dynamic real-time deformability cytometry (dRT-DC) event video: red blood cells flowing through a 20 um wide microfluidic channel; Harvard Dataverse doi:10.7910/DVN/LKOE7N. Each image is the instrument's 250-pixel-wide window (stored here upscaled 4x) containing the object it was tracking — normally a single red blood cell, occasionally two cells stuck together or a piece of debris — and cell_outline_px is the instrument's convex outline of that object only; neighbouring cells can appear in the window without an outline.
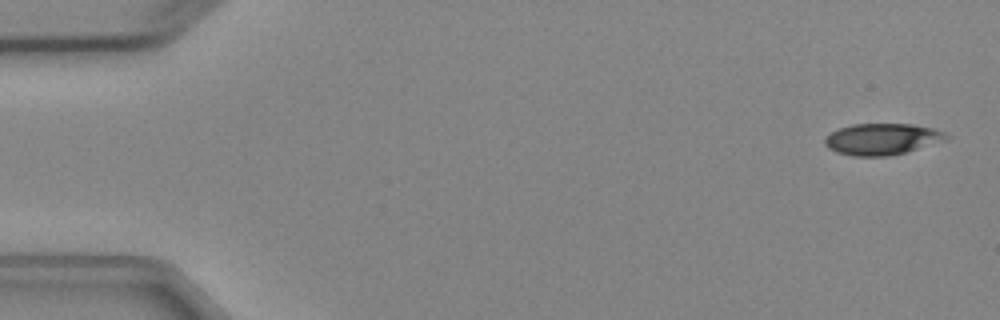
{"species": "Egyptian fruit bat (a non-hibernating species)", "species_latin": "Rousettus aegyptiacus", "temperature_condition": "cold", "stored_images_in_passage": 8, "camera_frame_rate_fps": 3000, "um_per_image_px": 0.085, "animal": {"sex": "female"}, "frame": {"image": 1, "passage_image": 1, "time_ms": 0.0, "image_size_px": [1000, 320], "cell_outline_px": [[952, 136], [948, 140], [904, 152], [888, 156], [852, 156], [836, 152], [828, 148], [824, 144], [824, 140], [832, 132], [840, 128], [852, 124], [912, 124], [932, 128], [944, 132]], "centroid_in_image_um": [75.0, 11.82], "position_along_channel_um": 10.0, "area_um2": 22.2}}
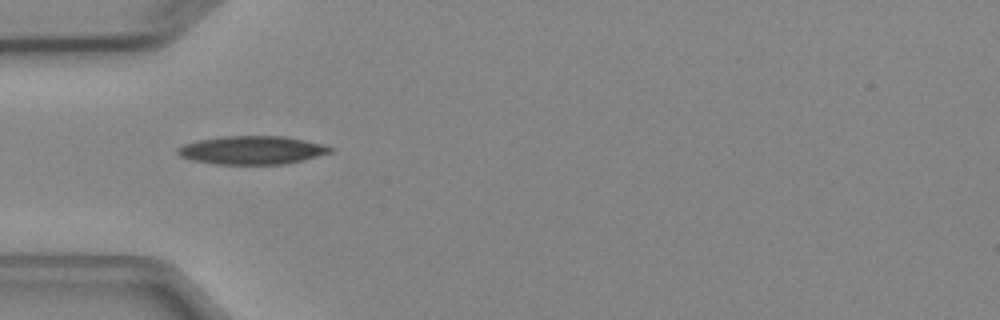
{"frame": {"image": 2, "passage_image": 5, "time_ms": 4.667, "image_size_px": [1000, 320], "cell_outline_px": [[336, 148], [332, 152], [304, 160], [284, 164], [216, 164], [192, 160], [180, 156], [176, 152], [176, 148], [184, 144], [200, 140], [224, 136], [284, 136], [324, 144]], "centroid_in_image_um": [21.45, 12.76], "position_along_channel_um": 63.5, "area_um2": 25.26}}
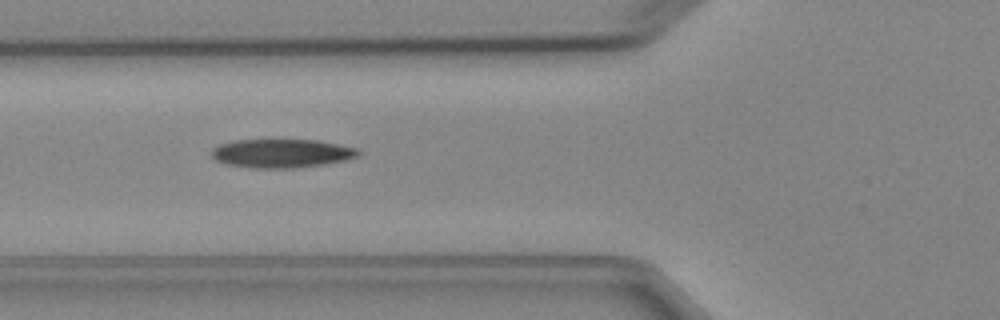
{"frame": {"image": 3, "passage_image": 6, "time_ms": 5.667, "image_size_px": [1000, 320], "cell_outline_px": [[364, 152], [360, 156], [344, 160], [324, 164], [296, 168], [248, 168], [228, 164], [216, 160], [212, 156], [212, 148], [220, 144], [232, 140], [316, 140], [356, 148]], "centroid_in_image_um": [23.95, 13.04], "position_along_channel_um": 101.9, "area_um2": 24.57}}